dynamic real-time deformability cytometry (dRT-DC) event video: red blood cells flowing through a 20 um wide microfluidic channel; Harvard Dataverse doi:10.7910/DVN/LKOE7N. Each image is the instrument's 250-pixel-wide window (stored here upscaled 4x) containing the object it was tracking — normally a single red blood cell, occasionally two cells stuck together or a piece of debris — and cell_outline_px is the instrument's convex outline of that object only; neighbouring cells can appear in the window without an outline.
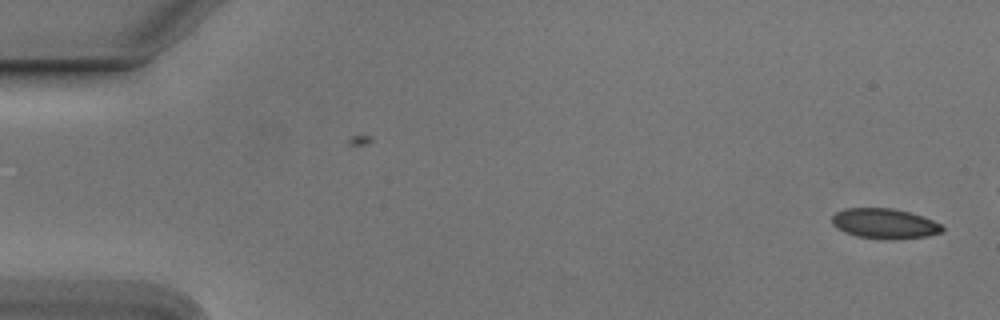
{"species": "Egyptian fruit bat (a non-hibernating species)", "species_latin": "Rousettus aegyptiacus", "temperature_condition": "cold", "stored_images_in_passage": 47, "camera_frame_rate_fps": 3000, "um_per_image_px": 0.085, "animal": {"sex": "male"}, "frame": {"image": 1, "passage_image": 1, "time_ms": 0.0, "image_size_px": [1000, 320], "cell_outline_px": [[944, 232], [928, 236], [892, 240], [888, 240], [856, 236], [844, 232], [836, 228], [832, 224], [832, 216], [836, 212], [844, 208], [892, 208], [924, 216], [940, 224], [944, 228]], "centroid_in_image_um": [75.19, 19.01], "position_along_channel_um": 9.8, "area_um2": 19.59}}
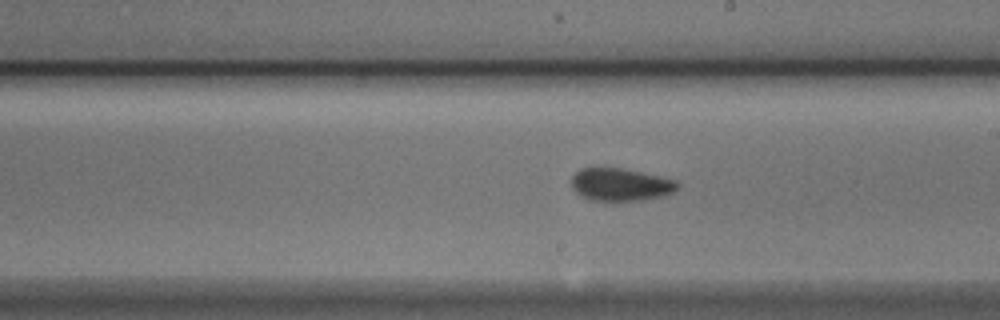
{"frame": {"image": 2, "passage_image": 30, "time_ms": 9.667, "image_size_px": [1000, 320], "cell_outline_px": [[680, 184], [676, 192], [664, 196], [648, 200], [612, 204], [588, 200], [580, 196], [572, 188], [572, 176], [580, 168], [620, 168], [660, 176], [676, 180]], "centroid_in_image_um": [52.76, 15.76], "position_along_channel_um": 236.2, "area_um2": 21.21}}
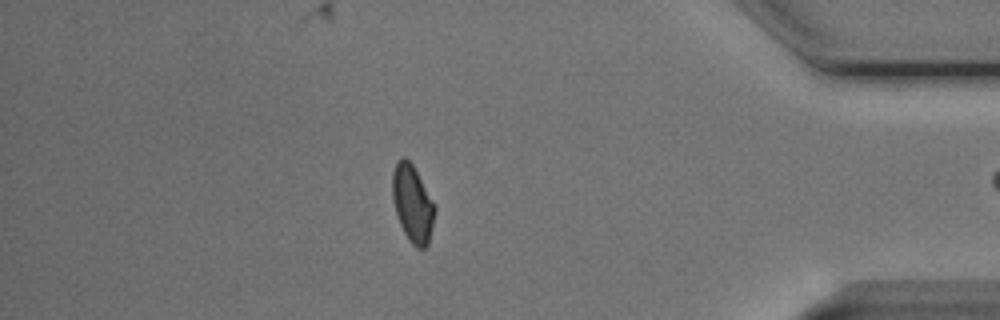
{"frame": {"image": 3, "passage_image": 46, "time_ms": 15.0, "image_size_px": [1000, 320], "cell_outline_px": [[436, 212], [428, 244], [424, 248], [416, 248], [408, 240], [400, 224], [396, 212], [392, 196], [392, 172], [396, 164], [404, 156], [412, 164], [436, 208]], "centroid_in_image_um": [35.06, 17.34], "position_along_channel_um": 400.1, "area_um2": 18.73}}